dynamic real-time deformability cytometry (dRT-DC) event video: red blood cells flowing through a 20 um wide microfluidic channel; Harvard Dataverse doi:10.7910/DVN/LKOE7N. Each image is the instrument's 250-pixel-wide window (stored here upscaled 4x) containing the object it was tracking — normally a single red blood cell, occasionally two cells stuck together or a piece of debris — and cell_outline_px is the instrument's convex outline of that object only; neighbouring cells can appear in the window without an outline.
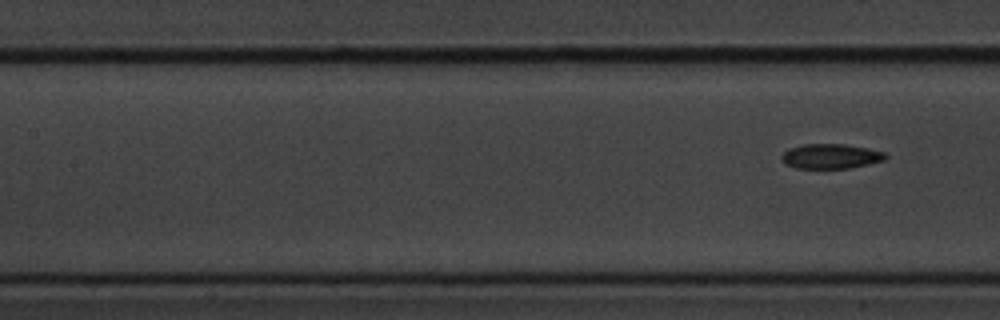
{"species": "common noctule bat (a hibernating species)", "species_latin": "Nyctalus noctula", "temperature_condition": "cold", "stored_images_in_passage": 8, "segment_of_instrument_passage": [2, 2], "camera_frame_rate_fps": 3000, "um_per_image_px": 0.085, "animal": {"sex": "male", "body_mass_g": 20.1, "forearm_length_mm": 53.5}, "frame": {"image": 1, "passage_image": 8, "time_ms": 2.333, "image_size_px": [1000, 320], "cell_outline_px": [[888, 156], [884, 160], [868, 164], [848, 168], [796, 168], [784, 164], [780, 160], [780, 156], [788, 148], [804, 144], [844, 144], [868, 148], [884, 152]], "centroid_in_image_um": [70.57, 13.28], "position_along_channel_um": 136.8, "area_um2": 15.09}}